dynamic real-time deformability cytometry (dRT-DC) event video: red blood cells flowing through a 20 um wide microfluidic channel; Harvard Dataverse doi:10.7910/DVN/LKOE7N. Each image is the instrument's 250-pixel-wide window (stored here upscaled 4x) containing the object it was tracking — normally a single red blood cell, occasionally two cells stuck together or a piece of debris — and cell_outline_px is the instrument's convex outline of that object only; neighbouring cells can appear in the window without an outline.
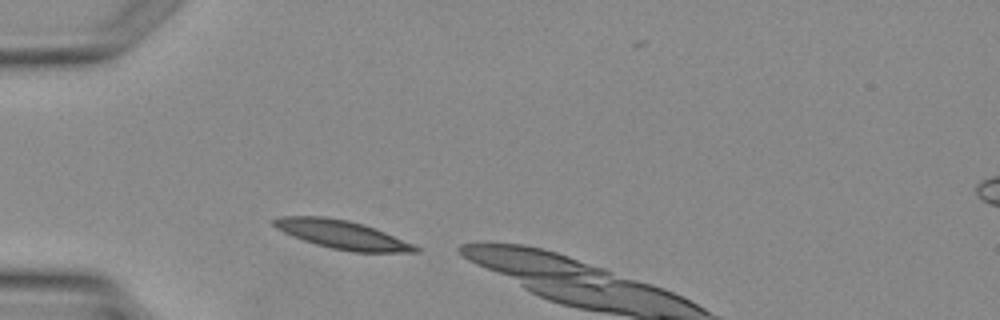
{"species": "Egyptian fruit bat (a non-hibernating species)", "species_latin": "Rousettus aegyptiacus", "temperature_condition": "warm", "stored_images_in_passage": 2, "camera_frame_rate_fps": 3000, "um_per_image_px": 0.085, "animal": {"sex": "female"}, "frame": {"image": 1, "passage_image": 1, "time_ms": 0.0, "image_size_px": [1000, 320], "cell_outline_px": [[420, 252], [352, 252], [332, 248], [316, 244], [292, 236], [276, 228], [272, 224], [272, 220], [280, 216], [324, 216], [348, 220], [364, 224], [376, 228], [412, 244], [420, 248]], "centroid_in_image_um": [29.06, 19.93], "position_along_channel_um": 55.9, "area_um2": 23.41}}